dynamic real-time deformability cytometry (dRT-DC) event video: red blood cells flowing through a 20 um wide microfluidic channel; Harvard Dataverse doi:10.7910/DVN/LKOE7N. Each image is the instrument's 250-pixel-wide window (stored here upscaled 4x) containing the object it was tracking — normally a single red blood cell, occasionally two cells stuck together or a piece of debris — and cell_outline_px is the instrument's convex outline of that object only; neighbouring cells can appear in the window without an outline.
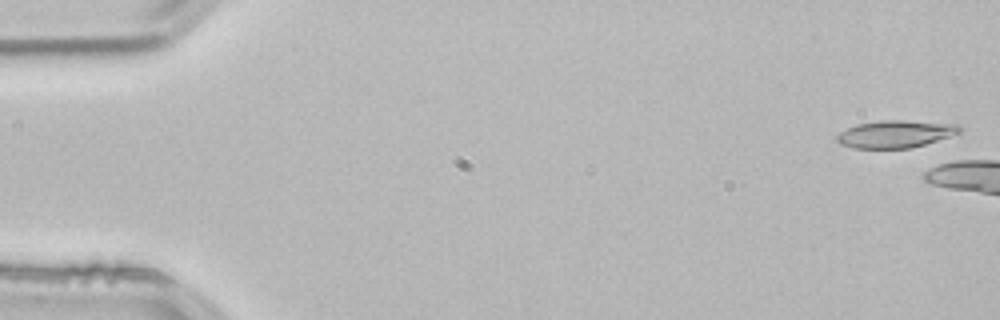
{"species": "common noctule bat (a hibernating species)", "species_latin": "Nyctalus noctula", "temperature_condition": "room temperature", "stored_images_in_passage": 6, "camera_frame_rate_fps": 3000, "um_per_image_px": 0.085, "animal": {"sex": "male", "body_mass_g": 21.5, "forearm_length_mm": 52.0}, "frame": {"image": 1, "passage_image": 1, "time_ms": 0.0, "image_size_px": [1000, 320], "cell_outline_px": [[960, 132], [912, 148], [852, 148], [840, 144], [836, 140], [836, 136], [840, 132], [856, 124], [880, 120], [904, 120], [960, 124]], "centroid_in_image_um": [76.07, 11.38], "position_along_channel_um": 8.9, "area_um2": 19.48}}